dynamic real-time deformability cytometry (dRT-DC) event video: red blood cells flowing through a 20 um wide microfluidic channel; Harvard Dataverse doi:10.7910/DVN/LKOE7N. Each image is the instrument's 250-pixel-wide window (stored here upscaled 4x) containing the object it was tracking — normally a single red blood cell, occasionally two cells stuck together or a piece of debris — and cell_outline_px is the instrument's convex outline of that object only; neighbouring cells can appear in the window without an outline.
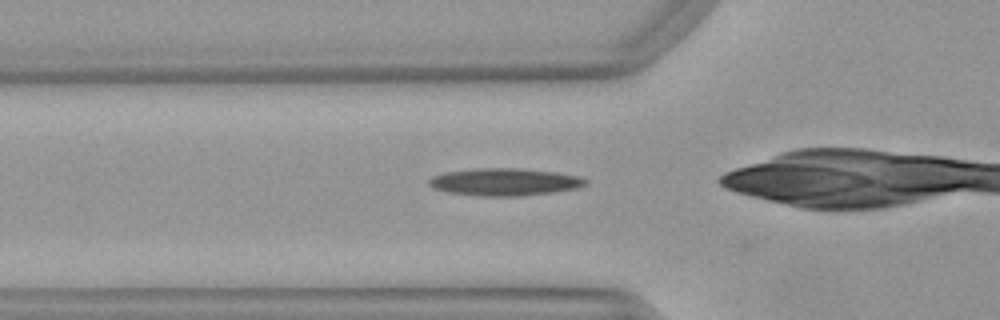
{"species": "Egyptian fruit bat (a non-hibernating species)", "species_latin": "Rousettus aegyptiacus", "temperature_condition": "warm", "stored_images_in_passage": 32, "camera_frame_rate_fps": 3000, "um_per_image_px": 0.085, "animal": {"sex": "female"}, "frame": {"image": 1, "passage_image": 9, "time_ms": 2.667, "image_size_px": [1000, 320], "cell_outline_px": [[588, 184], [576, 188], [552, 192], [516, 196], [476, 196], [448, 192], [432, 188], [428, 184], [428, 180], [432, 176], [444, 172], [480, 168], [516, 168], [556, 172], [576, 176], [588, 180]], "centroid_in_image_um": [42.84, 15.46], "position_along_channel_um": 83.0, "area_um2": 24.91}}
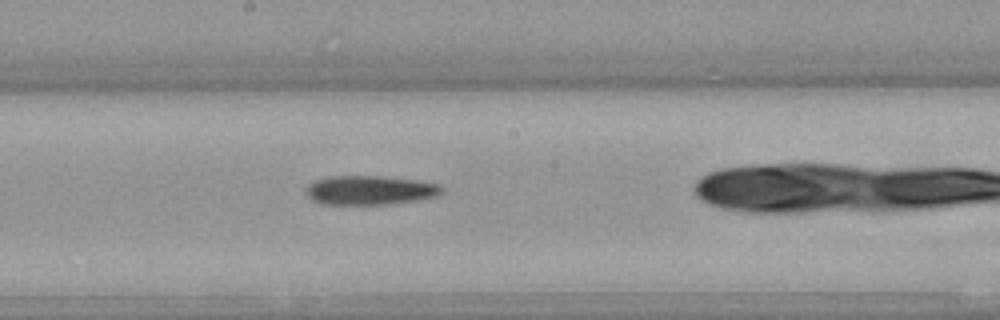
{"frame": {"image": 2, "passage_image": 19, "time_ms": 6.0, "image_size_px": [1000, 320], "cell_outline_px": [[444, 192], [436, 196], [416, 200], [392, 204], [320, 204], [312, 200], [304, 192], [304, 188], [308, 184], [316, 180], [332, 176], [380, 176], [416, 180], [440, 184], [444, 188]], "centroid_in_image_um": [31.43, 16.17], "position_along_channel_um": 216.8, "area_um2": 23.24}}
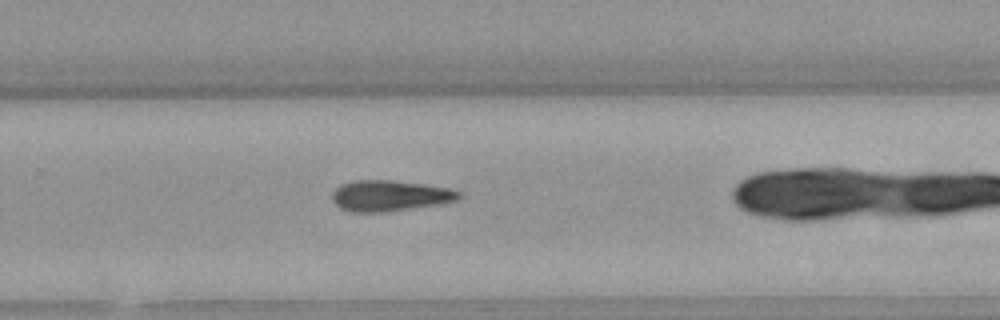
{"frame": {"image": 3, "passage_image": 25, "time_ms": 8.0, "image_size_px": [1000, 320], "cell_outline_px": [[460, 196], [456, 200], [440, 204], [388, 212], [348, 212], [340, 208], [332, 200], [332, 192], [340, 184], [356, 180], [392, 180], [424, 184], [448, 188], [460, 192]], "centroid_in_image_um": [33.09, 16.64], "position_along_channel_um": 296.7, "area_um2": 22.89}}